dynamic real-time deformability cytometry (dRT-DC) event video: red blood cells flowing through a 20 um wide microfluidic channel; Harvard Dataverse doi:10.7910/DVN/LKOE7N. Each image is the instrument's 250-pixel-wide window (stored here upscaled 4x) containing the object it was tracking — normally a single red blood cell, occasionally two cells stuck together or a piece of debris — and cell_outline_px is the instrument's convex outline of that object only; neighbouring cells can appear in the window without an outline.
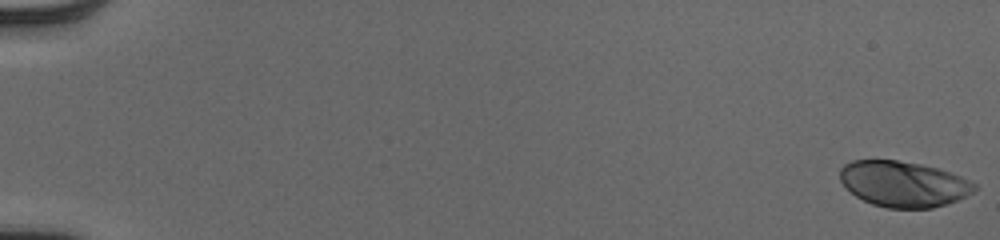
{"species": "human", "species_latin": "Homo sapiens", "temperature_condition": "cold", "stored_images_in_passage": 18, "camera_frame_rate_fps": 3000, "um_per_image_px": 0.085, "donor": {"sex": "male"}, "frame": {"image": 1, "passage_image": 1, "time_ms": 0.0, "image_size_px": [1000, 240], "cell_outline_px": [[976, 188], [972, 192], [956, 200], [932, 208], [888, 208], [872, 204], [856, 196], [840, 180], [840, 168], [844, 164], [852, 160], [896, 160], [920, 164], [936, 168], [960, 176], [976, 184]], "centroid_in_image_um": [76.76, 15.63], "position_along_channel_um": 8.2, "area_um2": 35.37}}
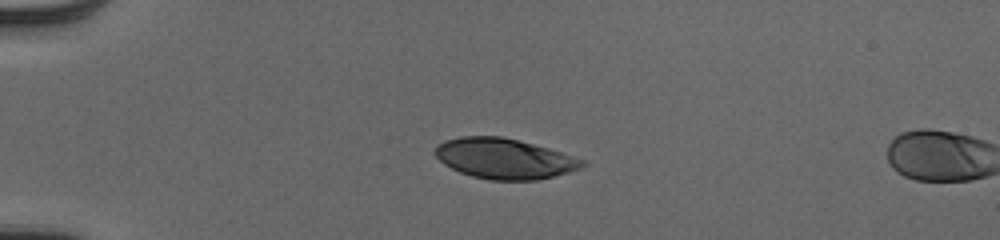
{"frame": {"image": 2, "passage_image": 15, "time_ms": 4.667, "image_size_px": [1000, 240], "cell_outline_px": [[588, 164], [580, 168], [568, 172], [536, 180], [492, 180], [472, 176], [460, 172], [444, 164], [432, 152], [436, 144], [444, 140], [460, 136], [500, 136], [548, 148], [584, 160]], "centroid_in_image_um": [42.81, 13.47], "position_along_channel_um": 42.2, "area_um2": 34.45}}